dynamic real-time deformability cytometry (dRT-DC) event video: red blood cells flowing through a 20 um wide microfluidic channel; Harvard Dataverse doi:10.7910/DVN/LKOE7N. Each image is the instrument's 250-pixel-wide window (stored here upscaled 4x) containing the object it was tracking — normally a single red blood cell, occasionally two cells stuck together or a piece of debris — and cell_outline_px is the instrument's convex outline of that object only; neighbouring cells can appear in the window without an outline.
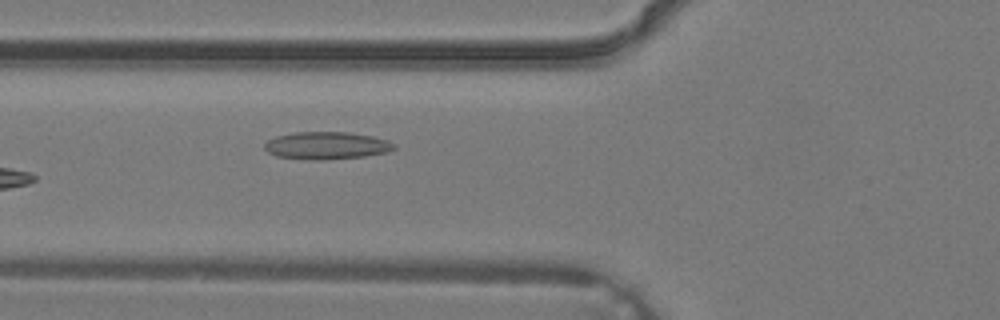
{"species": "common noctule bat (a hibernating species)", "species_latin": "Nyctalus noctula", "temperature_condition": "warm", "stored_images_in_passage": 6, "camera_frame_rate_fps": 3000, "um_per_image_px": 0.085, "animal": {"sex": "male", "body_mass_g": 19.2, "forearm_length_mm": 51.8}, "frame": {"image": 1, "passage_image": 6, "time_ms": 1.667, "image_size_px": [1000, 320], "cell_outline_px": [[396, 148], [384, 152], [364, 156], [324, 160], [308, 160], [276, 156], [268, 152], [264, 148], [264, 144], [268, 140], [276, 136], [296, 132], [348, 132], [372, 136], [388, 140], [396, 144]], "centroid_in_image_um": [27.74, 12.37], "position_along_channel_um": 98.1, "area_um2": 20.75}}